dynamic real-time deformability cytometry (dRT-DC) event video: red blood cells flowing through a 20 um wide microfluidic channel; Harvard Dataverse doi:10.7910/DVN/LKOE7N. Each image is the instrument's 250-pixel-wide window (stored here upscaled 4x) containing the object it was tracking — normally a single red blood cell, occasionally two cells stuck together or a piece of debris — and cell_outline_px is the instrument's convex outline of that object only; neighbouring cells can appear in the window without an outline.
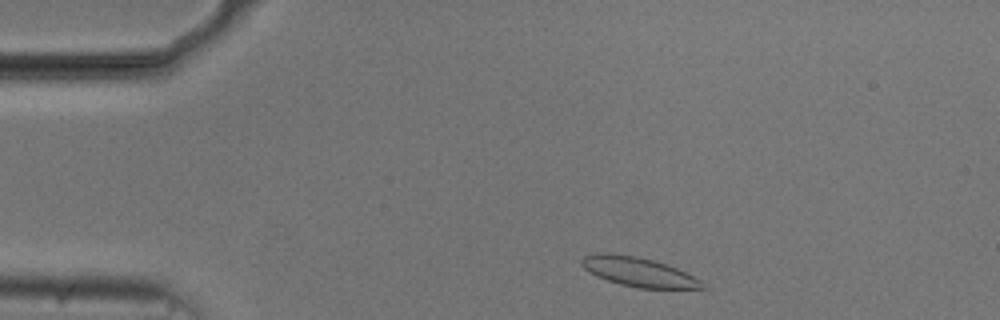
{"species": "common noctule bat (a hibernating species)", "species_latin": "Nyctalus noctula", "temperature_condition": "cold", "stored_images_in_passage": 47, "camera_frame_rate_fps": 3000, "um_per_image_px": 0.085, "animal": {"sex": "male", "body_mass_g": 20.5, "forearm_length_mm": 52.5}, "frame": {"image": 1, "passage_image": 3, "time_ms": 0.667, "image_size_px": [1000, 320], "cell_outline_px": [[708, 288], [640, 288], [620, 284], [596, 276], [584, 268], [580, 264], [580, 260], [584, 256], [596, 252], [612, 252], [636, 256], [652, 260], [676, 268], [700, 280]], "centroid_in_image_um": [54.2, 23.09], "position_along_channel_um": 30.8, "area_um2": 20.46}}
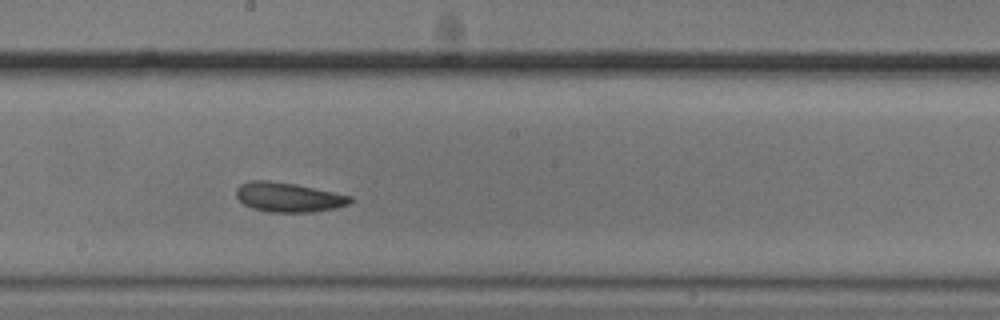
{"frame": {"image": 2, "passage_image": 23, "time_ms": 7.333, "image_size_px": [1000, 320], "cell_outline_px": [[352, 200], [348, 204], [336, 208], [312, 212], [268, 212], [252, 208], [244, 204], [236, 196], [236, 188], [240, 184], [252, 180], [268, 180], [296, 184], [352, 196]], "centroid_in_image_um": [24.5, 16.76], "position_along_channel_um": 223.7, "area_um2": 19.59}}
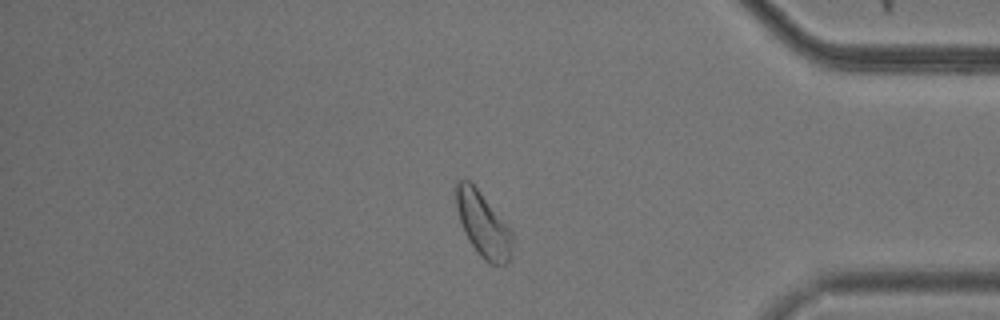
{"frame": {"image": 3, "passage_image": 39, "time_ms": 12.667, "image_size_px": [1000, 320], "cell_outline_px": [[512, 240], [508, 264], [492, 264], [484, 260], [480, 256], [468, 240], [464, 232], [456, 208], [456, 180], [468, 180], [476, 188], [512, 232]], "centroid_in_image_um": [41.03, 19.11], "position_along_channel_um": 394.2, "area_um2": 20.58}, "authors_computed_cell_mechanics": {"area_um2": 20.23, "velocity_mm_per_s": 3.6885, "shape_relaxation_time_tau1_ms": 3.6115, "shape_relaxation_time_tau2_ms": 4.911, "deformation_change_tau1": 0.1023, "deformation_change_tau2": 0.124}}